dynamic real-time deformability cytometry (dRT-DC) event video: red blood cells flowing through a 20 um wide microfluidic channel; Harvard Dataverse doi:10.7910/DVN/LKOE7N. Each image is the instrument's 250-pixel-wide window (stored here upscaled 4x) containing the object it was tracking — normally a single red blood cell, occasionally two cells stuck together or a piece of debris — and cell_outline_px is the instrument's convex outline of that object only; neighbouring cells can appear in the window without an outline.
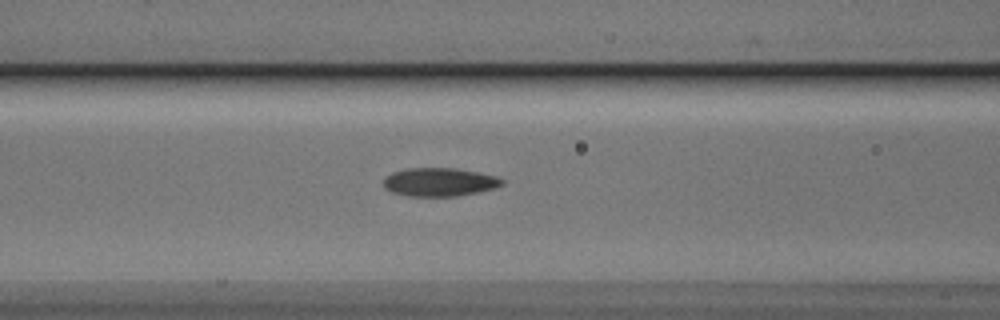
{"species": "Egyptian fruit bat (a non-hibernating species)", "species_latin": "Rousettus aegyptiacus", "temperature_condition": "cold", "stored_images_in_passage": 19, "camera_frame_rate_fps": 3000, "um_per_image_px": 0.085, "animal": {"sex": "male"}, "frame": {"image": 1, "passage_image": 14, "time_ms": 4.333, "image_size_px": [1000, 320], "cell_outline_px": [[504, 184], [496, 188], [456, 196], [408, 196], [392, 192], [384, 188], [384, 176], [392, 172], [408, 168], [456, 168], [496, 176], [504, 180]], "centroid_in_image_um": [37.33, 15.47], "position_along_channel_um": 129.3, "area_um2": 19.65}}